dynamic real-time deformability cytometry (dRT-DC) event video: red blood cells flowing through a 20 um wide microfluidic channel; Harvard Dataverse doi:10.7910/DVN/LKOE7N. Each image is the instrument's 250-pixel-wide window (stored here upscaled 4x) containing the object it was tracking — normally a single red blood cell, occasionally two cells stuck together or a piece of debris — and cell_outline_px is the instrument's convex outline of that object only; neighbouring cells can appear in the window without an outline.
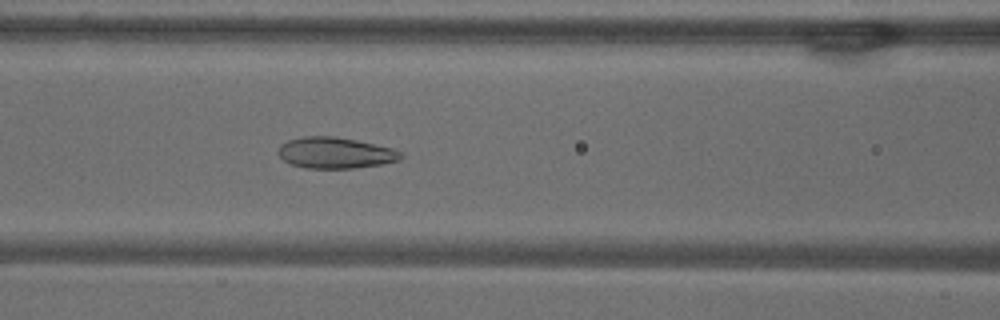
{"species": "common noctule bat (a hibernating species)", "species_latin": "Nyctalus noctula", "temperature_condition": "warm", "stored_images_in_passage": 53, "camera_frame_rate_fps": 3000, "um_per_image_px": 0.085, "animal": {"sex": "male", "body_mass_g": 18.8}, "frame": {"image": 1, "passage_image": 21, "time_ms": 6.667, "image_size_px": [1000, 320], "cell_outline_px": [[404, 156], [400, 160], [384, 164], [352, 168], [304, 168], [292, 164], [284, 160], [276, 152], [280, 144], [288, 140], [304, 136], [336, 136], [356, 140], [392, 148], [404, 152]], "centroid_in_image_um": [28.52, 12.99], "position_along_channel_um": 138.1, "area_um2": 22.43}}
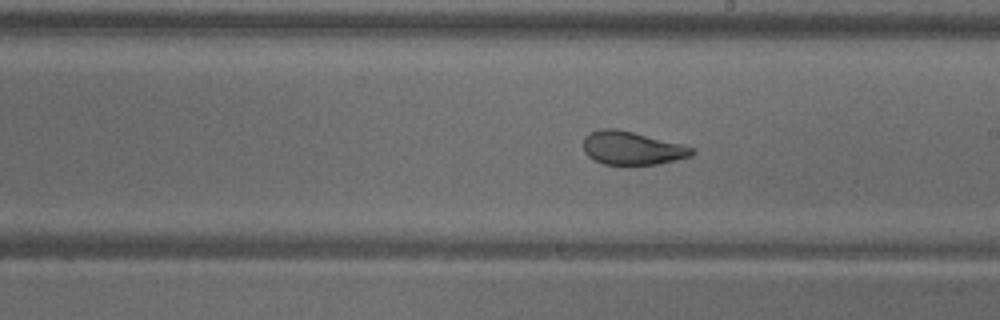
{"frame": {"image": 2, "passage_image": 29, "time_ms": 9.333, "image_size_px": [1000, 320], "cell_outline_px": [[696, 152], [692, 156], [656, 164], [604, 164], [592, 160], [584, 152], [584, 136], [600, 128], [616, 128], [684, 144], [696, 148]], "centroid_in_image_um": [53.74, 12.58], "position_along_channel_um": 235.3, "area_um2": 21.21}}
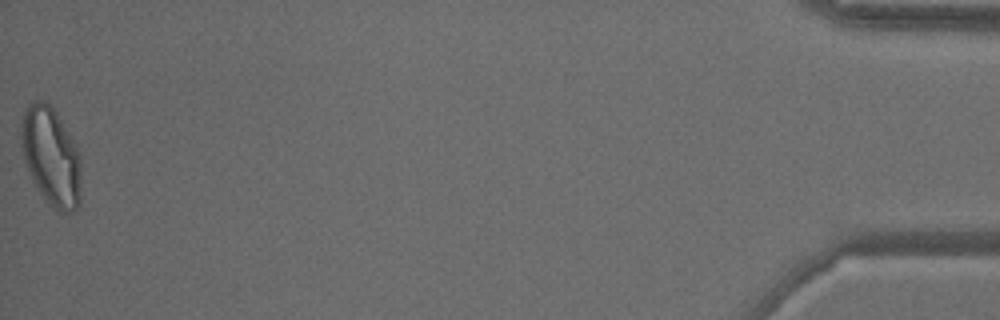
{"frame": {"image": 3, "passage_image": 53, "time_ms": 17.333, "image_size_px": [1000, 320], "cell_outline_px": [[80, 204], [72, 212], [56, 212], [44, 200], [36, 188], [32, 180], [24, 160], [20, 144], [20, 124], [24, 112], [28, 104], [36, 100], [44, 100], [56, 112], [76, 148], [80, 156]], "centroid_in_image_um": [4.31, 13.34], "position_along_channel_um": 430.9, "area_um2": 34.56}, "authors_computed_cell_mechanics": {"area_um2": 26.01, "velocity_mm_per_s": 3.6508, "shape_relaxation_time_tau1_ms": 7.45, "shape_relaxation_time_tau2_ms": 1.1675, "deformation_change_tau1": 0.1848, "deformation_change_tau2": 0.0775}}